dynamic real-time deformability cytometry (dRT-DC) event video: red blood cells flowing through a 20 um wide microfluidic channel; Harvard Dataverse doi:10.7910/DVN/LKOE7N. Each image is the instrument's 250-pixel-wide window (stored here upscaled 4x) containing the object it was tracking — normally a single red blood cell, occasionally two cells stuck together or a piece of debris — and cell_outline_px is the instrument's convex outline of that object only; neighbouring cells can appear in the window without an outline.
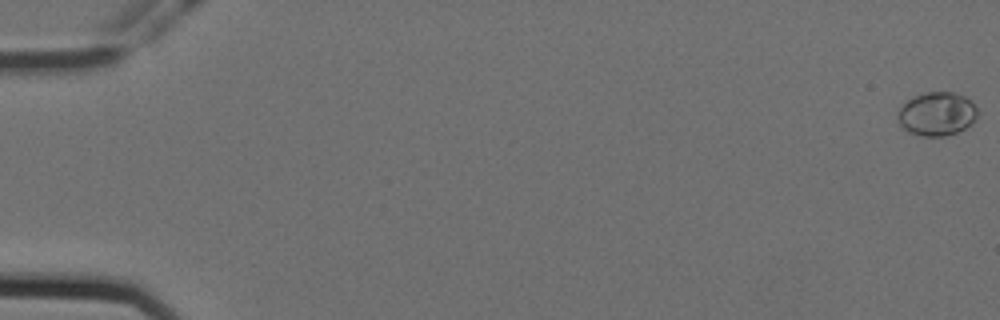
{"species": "Egyptian fruit bat (a non-hibernating species)", "species_latin": "Rousettus aegyptiacus", "temperature_condition": "cold", "stored_images_in_passage": 58, "camera_frame_rate_fps": 3000, "um_per_image_px": 0.085, "animal": {"sex": "female"}, "frame": {"image": 1, "passage_image": 1, "time_ms": 0.0, "image_size_px": [1000, 320], "cell_outline_px": [[980, 112], [976, 120], [972, 124], [956, 132], [944, 136], [920, 136], [908, 132], [900, 124], [896, 116], [900, 108], [908, 100], [924, 92], [952, 92], [964, 96]], "centroid_in_image_um": [79.64, 9.69], "position_along_channel_um": 5.4, "area_um2": 20.23}}
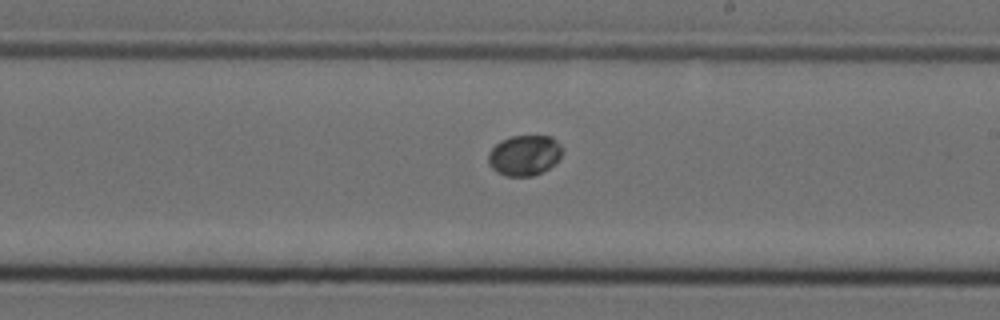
{"frame": {"image": 2, "passage_image": 35, "time_ms": 11.333, "image_size_px": [1000, 320], "cell_outline_px": [[564, 152], [548, 168], [532, 176], [504, 176], [496, 172], [488, 164], [488, 152], [500, 140], [512, 136], [552, 136], [560, 144]], "centroid_in_image_um": [44.55, 13.19], "position_along_channel_um": 244.5, "area_um2": 17.46}}
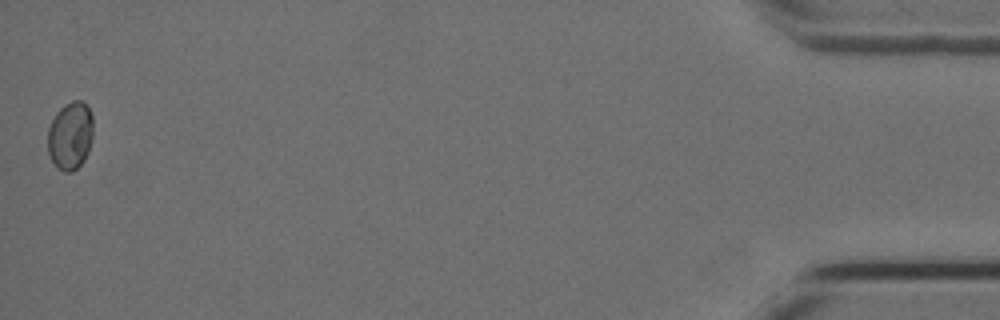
{"frame": {"image": 3, "passage_image": 58, "time_ms": 19.0, "image_size_px": [1000, 320], "cell_outline_px": [[92, 136], [88, 152], [84, 160], [72, 172], [64, 172], [52, 160], [48, 152], [48, 128], [56, 112], [64, 104], [72, 100], [80, 100], [88, 104], [92, 116]], "centroid_in_image_um": [5.98, 11.49], "position_along_channel_um": 429.2, "area_um2": 17.98}}